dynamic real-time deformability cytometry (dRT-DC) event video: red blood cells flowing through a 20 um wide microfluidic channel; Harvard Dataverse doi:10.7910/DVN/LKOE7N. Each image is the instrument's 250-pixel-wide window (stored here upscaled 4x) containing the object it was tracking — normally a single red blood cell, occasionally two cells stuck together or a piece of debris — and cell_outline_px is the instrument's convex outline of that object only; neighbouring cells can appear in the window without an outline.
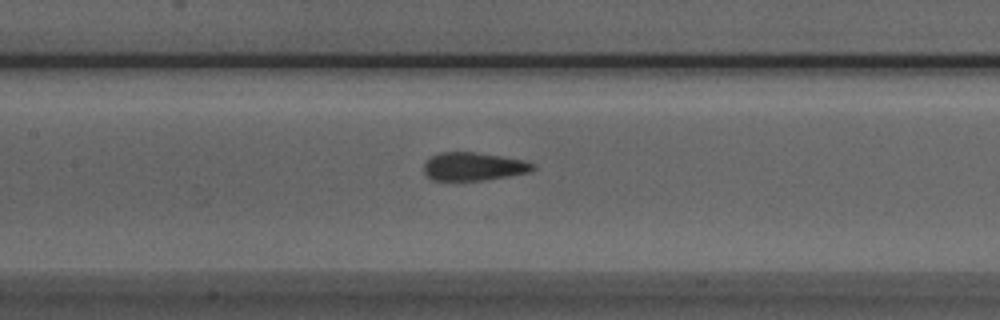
{"species": "Egyptian fruit bat (a non-hibernating species)", "species_latin": "Rousettus aegyptiacus", "temperature_condition": "room temperature", "stored_images_in_passage": 34, "camera_frame_rate_fps": 3000, "um_per_image_px": 0.085, "animal": {"sex": "male"}, "frame": {"image": 1, "passage_image": 16, "time_ms": 5.0, "image_size_px": [1000, 320], "cell_outline_px": [[536, 168], [528, 172], [508, 176], [484, 180], [432, 180], [424, 172], [424, 164], [432, 156], [440, 152], [476, 152], [524, 160], [536, 164]], "centroid_in_image_um": [40.27, 14.15], "position_along_channel_um": 167.1, "area_um2": 17.8}}
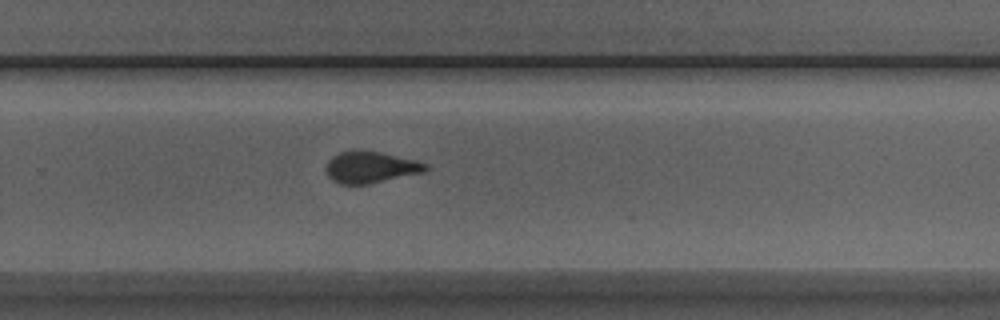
{"frame": {"image": 2, "passage_image": 26, "time_ms": 8.333, "image_size_px": [1000, 320], "cell_outline_px": [[428, 168], [424, 172], [368, 184], [340, 184], [332, 180], [328, 176], [324, 168], [328, 160], [332, 156], [340, 152], [380, 152], [416, 160], [428, 164]], "centroid_in_image_um": [31.49, 14.24], "position_along_channel_um": 298.3, "area_um2": 18.03}}
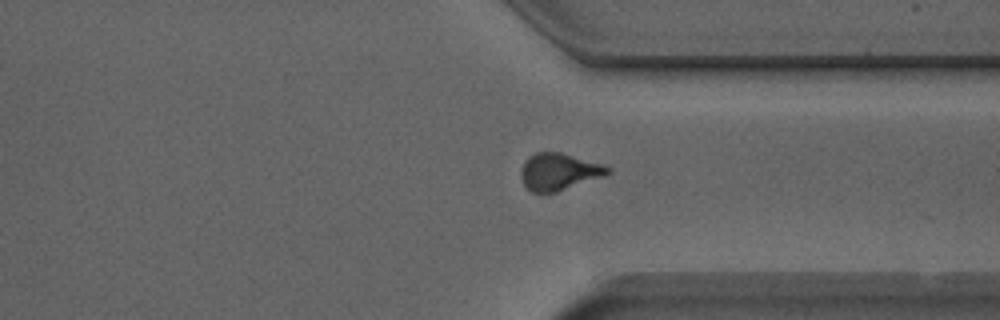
{"frame": {"image": 3, "passage_image": 31, "time_ms": 10.0, "image_size_px": [1000, 320], "cell_outline_px": [[612, 172], [604, 176], [556, 192], [532, 192], [524, 184], [520, 176], [520, 172], [528, 156], [536, 152], [560, 152], [604, 164], [612, 168]], "centroid_in_image_um": [47.54, 14.58], "position_along_channel_um": 363.9, "area_um2": 18.67}}